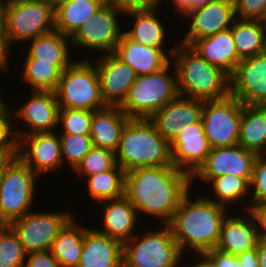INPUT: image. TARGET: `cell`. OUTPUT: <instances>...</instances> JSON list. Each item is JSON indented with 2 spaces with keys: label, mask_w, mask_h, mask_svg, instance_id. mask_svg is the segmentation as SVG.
I'll list each match as a JSON object with an SVG mask.
<instances>
[{
  "label": "cell",
  "mask_w": 266,
  "mask_h": 267,
  "mask_svg": "<svg viewBox=\"0 0 266 267\" xmlns=\"http://www.w3.org/2000/svg\"><path fill=\"white\" fill-rule=\"evenodd\" d=\"M191 176L174 165L136 168L126 173L125 196L137 213L168 225L191 188Z\"/></svg>",
  "instance_id": "6da1fadb"
},
{
  "label": "cell",
  "mask_w": 266,
  "mask_h": 267,
  "mask_svg": "<svg viewBox=\"0 0 266 267\" xmlns=\"http://www.w3.org/2000/svg\"><path fill=\"white\" fill-rule=\"evenodd\" d=\"M189 194L182 198L168 225L183 254L191 249L192 255H203L217 247L222 221L230 209L205 195H197L192 201Z\"/></svg>",
  "instance_id": "7a4b0ae2"
},
{
  "label": "cell",
  "mask_w": 266,
  "mask_h": 267,
  "mask_svg": "<svg viewBox=\"0 0 266 267\" xmlns=\"http://www.w3.org/2000/svg\"><path fill=\"white\" fill-rule=\"evenodd\" d=\"M174 44L171 60L179 95L201 101L220 100L230 95V76L226 72L211 65L190 45L179 41Z\"/></svg>",
  "instance_id": "3957f363"
},
{
  "label": "cell",
  "mask_w": 266,
  "mask_h": 267,
  "mask_svg": "<svg viewBox=\"0 0 266 267\" xmlns=\"http://www.w3.org/2000/svg\"><path fill=\"white\" fill-rule=\"evenodd\" d=\"M117 163L129 172L142 167L173 165L170 142L145 118H130L121 131Z\"/></svg>",
  "instance_id": "277c9868"
},
{
  "label": "cell",
  "mask_w": 266,
  "mask_h": 267,
  "mask_svg": "<svg viewBox=\"0 0 266 267\" xmlns=\"http://www.w3.org/2000/svg\"><path fill=\"white\" fill-rule=\"evenodd\" d=\"M178 95L177 74L170 61L153 74L137 76L120 108L130 118L149 119Z\"/></svg>",
  "instance_id": "5b68a950"
},
{
  "label": "cell",
  "mask_w": 266,
  "mask_h": 267,
  "mask_svg": "<svg viewBox=\"0 0 266 267\" xmlns=\"http://www.w3.org/2000/svg\"><path fill=\"white\" fill-rule=\"evenodd\" d=\"M52 31L54 6L49 0L4 5L3 43L9 53L13 44L28 43Z\"/></svg>",
  "instance_id": "8992f818"
},
{
  "label": "cell",
  "mask_w": 266,
  "mask_h": 267,
  "mask_svg": "<svg viewBox=\"0 0 266 267\" xmlns=\"http://www.w3.org/2000/svg\"><path fill=\"white\" fill-rule=\"evenodd\" d=\"M55 94L59 108L99 111L107 107L101 97L97 68L86 57L62 72Z\"/></svg>",
  "instance_id": "52a82bcc"
},
{
  "label": "cell",
  "mask_w": 266,
  "mask_h": 267,
  "mask_svg": "<svg viewBox=\"0 0 266 267\" xmlns=\"http://www.w3.org/2000/svg\"><path fill=\"white\" fill-rule=\"evenodd\" d=\"M161 227L135 234L123 244V267H178L183 253L170 226Z\"/></svg>",
  "instance_id": "ba28073f"
},
{
  "label": "cell",
  "mask_w": 266,
  "mask_h": 267,
  "mask_svg": "<svg viewBox=\"0 0 266 267\" xmlns=\"http://www.w3.org/2000/svg\"><path fill=\"white\" fill-rule=\"evenodd\" d=\"M38 177L16 156L5 167L0 178V224H10L31 211Z\"/></svg>",
  "instance_id": "9c48e42d"
},
{
  "label": "cell",
  "mask_w": 266,
  "mask_h": 267,
  "mask_svg": "<svg viewBox=\"0 0 266 267\" xmlns=\"http://www.w3.org/2000/svg\"><path fill=\"white\" fill-rule=\"evenodd\" d=\"M121 15L124 11L113 0H108L70 38L71 46L101 52L100 55L114 53L124 31L118 22Z\"/></svg>",
  "instance_id": "30bf717a"
},
{
  "label": "cell",
  "mask_w": 266,
  "mask_h": 267,
  "mask_svg": "<svg viewBox=\"0 0 266 267\" xmlns=\"http://www.w3.org/2000/svg\"><path fill=\"white\" fill-rule=\"evenodd\" d=\"M242 108L243 103L231 95L204 102L202 123L212 149L238 144Z\"/></svg>",
  "instance_id": "8fae6325"
},
{
  "label": "cell",
  "mask_w": 266,
  "mask_h": 267,
  "mask_svg": "<svg viewBox=\"0 0 266 267\" xmlns=\"http://www.w3.org/2000/svg\"><path fill=\"white\" fill-rule=\"evenodd\" d=\"M32 211L13 220L9 225L16 232L27 254L49 251L61 229L73 217V213Z\"/></svg>",
  "instance_id": "7c38bea8"
},
{
  "label": "cell",
  "mask_w": 266,
  "mask_h": 267,
  "mask_svg": "<svg viewBox=\"0 0 266 267\" xmlns=\"http://www.w3.org/2000/svg\"><path fill=\"white\" fill-rule=\"evenodd\" d=\"M57 132L33 133L15 140V156L41 176L63 168L61 142Z\"/></svg>",
  "instance_id": "4fadbf2b"
},
{
  "label": "cell",
  "mask_w": 266,
  "mask_h": 267,
  "mask_svg": "<svg viewBox=\"0 0 266 267\" xmlns=\"http://www.w3.org/2000/svg\"><path fill=\"white\" fill-rule=\"evenodd\" d=\"M31 92V97L19 109H16V111L12 108L9 109L11 133L14 141L23 135L54 132L58 127L59 104L55 91L32 90ZM14 118L22 121L26 125L25 127L30 130L28 132L23 131V129L13 131L17 123L13 121Z\"/></svg>",
  "instance_id": "5bb4252c"
},
{
  "label": "cell",
  "mask_w": 266,
  "mask_h": 267,
  "mask_svg": "<svg viewBox=\"0 0 266 267\" xmlns=\"http://www.w3.org/2000/svg\"><path fill=\"white\" fill-rule=\"evenodd\" d=\"M257 156V153L246 150L238 144L211 149L205 162L191 176V186L195 185L193 180L196 177L205 185L209 184L214 177L226 174L240 178H252Z\"/></svg>",
  "instance_id": "9a60e30c"
},
{
  "label": "cell",
  "mask_w": 266,
  "mask_h": 267,
  "mask_svg": "<svg viewBox=\"0 0 266 267\" xmlns=\"http://www.w3.org/2000/svg\"><path fill=\"white\" fill-rule=\"evenodd\" d=\"M230 95L243 104L266 106V52L240 60L230 76Z\"/></svg>",
  "instance_id": "2e32d148"
},
{
  "label": "cell",
  "mask_w": 266,
  "mask_h": 267,
  "mask_svg": "<svg viewBox=\"0 0 266 267\" xmlns=\"http://www.w3.org/2000/svg\"><path fill=\"white\" fill-rule=\"evenodd\" d=\"M182 18L190 20V28L179 42L191 45L196 39L231 28L237 17L234 3L212 1L189 10Z\"/></svg>",
  "instance_id": "e0dca14e"
},
{
  "label": "cell",
  "mask_w": 266,
  "mask_h": 267,
  "mask_svg": "<svg viewBox=\"0 0 266 267\" xmlns=\"http://www.w3.org/2000/svg\"><path fill=\"white\" fill-rule=\"evenodd\" d=\"M95 59L100 93L106 106L120 107L136 81V72L114 53H106Z\"/></svg>",
  "instance_id": "ac0fdd59"
},
{
  "label": "cell",
  "mask_w": 266,
  "mask_h": 267,
  "mask_svg": "<svg viewBox=\"0 0 266 267\" xmlns=\"http://www.w3.org/2000/svg\"><path fill=\"white\" fill-rule=\"evenodd\" d=\"M202 119L189 124L170 142L172 163L190 176L205 162L211 151Z\"/></svg>",
  "instance_id": "d6986e66"
},
{
  "label": "cell",
  "mask_w": 266,
  "mask_h": 267,
  "mask_svg": "<svg viewBox=\"0 0 266 267\" xmlns=\"http://www.w3.org/2000/svg\"><path fill=\"white\" fill-rule=\"evenodd\" d=\"M204 102L178 95L154 113L149 120L154 124L157 132L171 142L185 126L202 119Z\"/></svg>",
  "instance_id": "ffe728a7"
},
{
  "label": "cell",
  "mask_w": 266,
  "mask_h": 267,
  "mask_svg": "<svg viewBox=\"0 0 266 267\" xmlns=\"http://www.w3.org/2000/svg\"><path fill=\"white\" fill-rule=\"evenodd\" d=\"M166 47H148L129 39L124 33L116 46L114 54L128 64L137 76L153 74L166 66L175 49Z\"/></svg>",
  "instance_id": "44dd1931"
},
{
  "label": "cell",
  "mask_w": 266,
  "mask_h": 267,
  "mask_svg": "<svg viewBox=\"0 0 266 267\" xmlns=\"http://www.w3.org/2000/svg\"><path fill=\"white\" fill-rule=\"evenodd\" d=\"M243 212L249 215L227 213L224 217L216 249L238 256L257 248L259 238L255 219L249 210Z\"/></svg>",
  "instance_id": "7402d4cb"
},
{
  "label": "cell",
  "mask_w": 266,
  "mask_h": 267,
  "mask_svg": "<svg viewBox=\"0 0 266 267\" xmlns=\"http://www.w3.org/2000/svg\"><path fill=\"white\" fill-rule=\"evenodd\" d=\"M102 207V227L99 232L122 244L128 242L135 234V227L138 226V216L135 207L128 198L123 195L119 198L110 199L98 203Z\"/></svg>",
  "instance_id": "603a6c76"
},
{
  "label": "cell",
  "mask_w": 266,
  "mask_h": 267,
  "mask_svg": "<svg viewBox=\"0 0 266 267\" xmlns=\"http://www.w3.org/2000/svg\"><path fill=\"white\" fill-rule=\"evenodd\" d=\"M78 267H123V244L97 229L87 228Z\"/></svg>",
  "instance_id": "cb8c5ba5"
},
{
  "label": "cell",
  "mask_w": 266,
  "mask_h": 267,
  "mask_svg": "<svg viewBox=\"0 0 266 267\" xmlns=\"http://www.w3.org/2000/svg\"><path fill=\"white\" fill-rule=\"evenodd\" d=\"M190 46L211 65L221 68L229 76L234 73L241 60L236 51L231 28L196 39Z\"/></svg>",
  "instance_id": "d4e9b609"
},
{
  "label": "cell",
  "mask_w": 266,
  "mask_h": 267,
  "mask_svg": "<svg viewBox=\"0 0 266 267\" xmlns=\"http://www.w3.org/2000/svg\"><path fill=\"white\" fill-rule=\"evenodd\" d=\"M129 119L120 107L107 106L94 111L90 132L93 146L115 153L119 147L121 131Z\"/></svg>",
  "instance_id": "484cf974"
},
{
  "label": "cell",
  "mask_w": 266,
  "mask_h": 267,
  "mask_svg": "<svg viewBox=\"0 0 266 267\" xmlns=\"http://www.w3.org/2000/svg\"><path fill=\"white\" fill-rule=\"evenodd\" d=\"M29 44L24 59L53 62V65H56L62 72L74 62V59L70 58V54L72 55L69 49V47H72L69 45L71 44L70 37L55 30L34 38L29 41Z\"/></svg>",
  "instance_id": "4316f807"
},
{
  "label": "cell",
  "mask_w": 266,
  "mask_h": 267,
  "mask_svg": "<svg viewBox=\"0 0 266 267\" xmlns=\"http://www.w3.org/2000/svg\"><path fill=\"white\" fill-rule=\"evenodd\" d=\"M158 9L128 10L123 17L133 20V27L123 33L132 41L148 47H165L168 30L156 16Z\"/></svg>",
  "instance_id": "83f0119b"
},
{
  "label": "cell",
  "mask_w": 266,
  "mask_h": 267,
  "mask_svg": "<svg viewBox=\"0 0 266 267\" xmlns=\"http://www.w3.org/2000/svg\"><path fill=\"white\" fill-rule=\"evenodd\" d=\"M108 0H72L54 8V30L72 37Z\"/></svg>",
  "instance_id": "f1b7e54d"
},
{
  "label": "cell",
  "mask_w": 266,
  "mask_h": 267,
  "mask_svg": "<svg viewBox=\"0 0 266 267\" xmlns=\"http://www.w3.org/2000/svg\"><path fill=\"white\" fill-rule=\"evenodd\" d=\"M238 145L266 154V106L243 104Z\"/></svg>",
  "instance_id": "f546056e"
},
{
  "label": "cell",
  "mask_w": 266,
  "mask_h": 267,
  "mask_svg": "<svg viewBox=\"0 0 266 267\" xmlns=\"http://www.w3.org/2000/svg\"><path fill=\"white\" fill-rule=\"evenodd\" d=\"M75 215L61 229L51 247L61 267H78L83 252V236L88 227L76 222Z\"/></svg>",
  "instance_id": "4dcf8cb0"
},
{
  "label": "cell",
  "mask_w": 266,
  "mask_h": 267,
  "mask_svg": "<svg viewBox=\"0 0 266 267\" xmlns=\"http://www.w3.org/2000/svg\"><path fill=\"white\" fill-rule=\"evenodd\" d=\"M231 31L240 59L266 52V33L259 21L237 18L231 26Z\"/></svg>",
  "instance_id": "1f68e13d"
},
{
  "label": "cell",
  "mask_w": 266,
  "mask_h": 267,
  "mask_svg": "<svg viewBox=\"0 0 266 267\" xmlns=\"http://www.w3.org/2000/svg\"><path fill=\"white\" fill-rule=\"evenodd\" d=\"M125 170L117 163L110 170L84 178L89 197L97 203L125 195Z\"/></svg>",
  "instance_id": "d6a6232c"
},
{
  "label": "cell",
  "mask_w": 266,
  "mask_h": 267,
  "mask_svg": "<svg viewBox=\"0 0 266 267\" xmlns=\"http://www.w3.org/2000/svg\"><path fill=\"white\" fill-rule=\"evenodd\" d=\"M251 179L252 178H240L231 174L214 177L209 182V184L212 183L209 187H212L211 190L212 192L214 191L212 195H215L216 198L214 196L208 197L207 195L206 197L228 209H231V207L233 209V207H235L234 205L240 203L239 201H242V199L243 201H249L247 197L248 195L250 196ZM245 198L247 200H244Z\"/></svg>",
  "instance_id": "836d02e7"
},
{
  "label": "cell",
  "mask_w": 266,
  "mask_h": 267,
  "mask_svg": "<svg viewBox=\"0 0 266 267\" xmlns=\"http://www.w3.org/2000/svg\"><path fill=\"white\" fill-rule=\"evenodd\" d=\"M22 81L32 90L55 91L62 71L53 62H38V59L23 60Z\"/></svg>",
  "instance_id": "e575fe53"
},
{
  "label": "cell",
  "mask_w": 266,
  "mask_h": 267,
  "mask_svg": "<svg viewBox=\"0 0 266 267\" xmlns=\"http://www.w3.org/2000/svg\"><path fill=\"white\" fill-rule=\"evenodd\" d=\"M27 253L9 224H0V267L25 265Z\"/></svg>",
  "instance_id": "d590c367"
},
{
  "label": "cell",
  "mask_w": 266,
  "mask_h": 267,
  "mask_svg": "<svg viewBox=\"0 0 266 267\" xmlns=\"http://www.w3.org/2000/svg\"><path fill=\"white\" fill-rule=\"evenodd\" d=\"M116 164V156L113 151L93 146L74 169V172L84 178L106 172Z\"/></svg>",
  "instance_id": "8d00e7d4"
},
{
  "label": "cell",
  "mask_w": 266,
  "mask_h": 267,
  "mask_svg": "<svg viewBox=\"0 0 266 267\" xmlns=\"http://www.w3.org/2000/svg\"><path fill=\"white\" fill-rule=\"evenodd\" d=\"M93 112L85 109L59 108L58 129H62L59 134L90 135Z\"/></svg>",
  "instance_id": "74e56055"
},
{
  "label": "cell",
  "mask_w": 266,
  "mask_h": 267,
  "mask_svg": "<svg viewBox=\"0 0 266 267\" xmlns=\"http://www.w3.org/2000/svg\"><path fill=\"white\" fill-rule=\"evenodd\" d=\"M63 162L73 170L93 147L90 135L59 134Z\"/></svg>",
  "instance_id": "f35d334b"
},
{
  "label": "cell",
  "mask_w": 266,
  "mask_h": 267,
  "mask_svg": "<svg viewBox=\"0 0 266 267\" xmlns=\"http://www.w3.org/2000/svg\"><path fill=\"white\" fill-rule=\"evenodd\" d=\"M203 256L214 267H259L257 248L240 253L238 256L214 248L206 251Z\"/></svg>",
  "instance_id": "ab89813d"
},
{
  "label": "cell",
  "mask_w": 266,
  "mask_h": 267,
  "mask_svg": "<svg viewBox=\"0 0 266 267\" xmlns=\"http://www.w3.org/2000/svg\"><path fill=\"white\" fill-rule=\"evenodd\" d=\"M250 198L249 202L246 203L247 208H243L244 210H249L251 206L258 203L266 202V155L264 154H258L252 179L250 182ZM249 203V204H248Z\"/></svg>",
  "instance_id": "60d3db41"
},
{
  "label": "cell",
  "mask_w": 266,
  "mask_h": 267,
  "mask_svg": "<svg viewBox=\"0 0 266 267\" xmlns=\"http://www.w3.org/2000/svg\"><path fill=\"white\" fill-rule=\"evenodd\" d=\"M266 8V0H236V17L258 21Z\"/></svg>",
  "instance_id": "b9f144b4"
},
{
  "label": "cell",
  "mask_w": 266,
  "mask_h": 267,
  "mask_svg": "<svg viewBox=\"0 0 266 267\" xmlns=\"http://www.w3.org/2000/svg\"><path fill=\"white\" fill-rule=\"evenodd\" d=\"M9 108L8 104L0 106V149H15V141L11 133Z\"/></svg>",
  "instance_id": "7bdbcfd3"
},
{
  "label": "cell",
  "mask_w": 266,
  "mask_h": 267,
  "mask_svg": "<svg viewBox=\"0 0 266 267\" xmlns=\"http://www.w3.org/2000/svg\"><path fill=\"white\" fill-rule=\"evenodd\" d=\"M27 258L25 261L27 267H61L50 250L27 254Z\"/></svg>",
  "instance_id": "ee69618b"
},
{
  "label": "cell",
  "mask_w": 266,
  "mask_h": 267,
  "mask_svg": "<svg viewBox=\"0 0 266 267\" xmlns=\"http://www.w3.org/2000/svg\"><path fill=\"white\" fill-rule=\"evenodd\" d=\"M249 211L255 219L259 241L266 242V202L254 204Z\"/></svg>",
  "instance_id": "f6af8a7d"
},
{
  "label": "cell",
  "mask_w": 266,
  "mask_h": 267,
  "mask_svg": "<svg viewBox=\"0 0 266 267\" xmlns=\"http://www.w3.org/2000/svg\"><path fill=\"white\" fill-rule=\"evenodd\" d=\"M113 1L125 12L128 10L159 9L158 7L161 5L163 0H113Z\"/></svg>",
  "instance_id": "bcb514c9"
},
{
  "label": "cell",
  "mask_w": 266,
  "mask_h": 267,
  "mask_svg": "<svg viewBox=\"0 0 266 267\" xmlns=\"http://www.w3.org/2000/svg\"><path fill=\"white\" fill-rule=\"evenodd\" d=\"M170 1V0H169ZM170 3L173 4L174 10L182 17L186 12L193 9V0H171Z\"/></svg>",
  "instance_id": "7dc6e473"
},
{
  "label": "cell",
  "mask_w": 266,
  "mask_h": 267,
  "mask_svg": "<svg viewBox=\"0 0 266 267\" xmlns=\"http://www.w3.org/2000/svg\"><path fill=\"white\" fill-rule=\"evenodd\" d=\"M15 157V149H0V178L5 167Z\"/></svg>",
  "instance_id": "c3c4849f"
},
{
  "label": "cell",
  "mask_w": 266,
  "mask_h": 267,
  "mask_svg": "<svg viewBox=\"0 0 266 267\" xmlns=\"http://www.w3.org/2000/svg\"><path fill=\"white\" fill-rule=\"evenodd\" d=\"M9 52L6 50L4 43H3V37H0V70L2 73L10 72L9 70Z\"/></svg>",
  "instance_id": "681fc988"
},
{
  "label": "cell",
  "mask_w": 266,
  "mask_h": 267,
  "mask_svg": "<svg viewBox=\"0 0 266 267\" xmlns=\"http://www.w3.org/2000/svg\"><path fill=\"white\" fill-rule=\"evenodd\" d=\"M257 255L259 259V267H266V242H258Z\"/></svg>",
  "instance_id": "f907efd6"
},
{
  "label": "cell",
  "mask_w": 266,
  "mask_h": 267,
  "mask_svg": "<svg viewBox=\"0 0 266 267\" xmlns=\"http://www.w3.org/2000/svg\"><path fill=\"white\" fill-rule=\"evenodd\" d=\"M195 257H199V262L195 261L192 266H186V267H214L203 255H195Z\"/></svg>",
  "instance_id": "816d5d0a"
},
{
  "label": "cell",
  "mask_w": 266,
  "mask_h": 267,
  "mask_svg": "<svg viewBox=\"0 0 266 267\" xmlns=\"http://www.w3.org/2000/svg\"><path fill=\"white\" fill-rule=\"evenodd\" d=\"M4 5L0 1V37H3Z\"/></svg>",
  "instance_id": "f5cc1de1"
},
{
  "label": "cell",
  "mask_w": 266,
  "mask_h": 267,
  "mask_svg": "<svg viewBox=\"0 0 266 267\" xmlns=\"http://www.w3.org/2000/svg\"><path fill=\"white\" fill-rule=\"evenodd\" d=\"M3 5H12L20 2L36 1V0H0Z\"/></svg>",
  "instance_id": "db71d44e"
},
{
  "label": "cell",
  "mask_w": 266,
  "mask_h": 267,
  "mask_svg": "<svg viewBox=\"0 0 266 267\" xmlns=\"http://www.w3.org/2000/svg\"><path fill=\"white\" fill-rule=\"evenodd\" d=\"M258 21L260 23V26L264 29L266 33V8L264 9L263 14Z\"/></svg>",
  "instance_id": "11a10c76"
},
{
  "label": "cell",
  "mask_w": 266,
  "mask_h": 267,
  "mask_svg": "<svg viewBox=\"0 0 266 267\" xmlns=\"http://www.w3.org/2000/svg\"><path fill=\"white\" fill-rule=\"evenodd\" d=\"M213 0H193V8L202 6V5H206L210 2H212Z\"/></svg>",
  "instance_id": "9f6ffc18"
},
{
  "label": "cell",
  "mask_w": 266,
  "mask_h": 267,
  "mask_svg": "<svg viewBox=\"0 0 266 267\" xmlns=\"http://www.w3.org/2000/svg\"><path fill=\"white\" fill-rule=\"evenodd\" d=\"M49 1L53 4L55 8L57 5H60V4H63V3H66L72 0H49Z\"/></svg>",
  "instance_id": "6f0895ef"
},
{
  "label": "cell",
  "mask_w": 266,
  "mask_h": 267,
  "mask_svg": "<svg viewBox=\"0 0 266 267\" xmlns=\"http://www.w3.org/2000/svg\"><path fill=\"white\" fill-rule=\"evenodd\" d=\"M213 1H222V2H229V3H236V0H213Z\"/></svg>",
  "instance_id": "680465c9"
},
{
  "label": "cell",
  "mask_w": 266,
  "mask_h": 267,
  "mask_svg": "<svg viewBox=\"0 0 266 267\" xmlns=\"http://www.w3.org/2000/svg\"><path fill=\"white\" fill-rule=\"evenodd\" d=\"M6 105V102L2 99V96L0 94V106Z\"/></svg>",
  "instance_id": "91938a15"
}]
</instances>
